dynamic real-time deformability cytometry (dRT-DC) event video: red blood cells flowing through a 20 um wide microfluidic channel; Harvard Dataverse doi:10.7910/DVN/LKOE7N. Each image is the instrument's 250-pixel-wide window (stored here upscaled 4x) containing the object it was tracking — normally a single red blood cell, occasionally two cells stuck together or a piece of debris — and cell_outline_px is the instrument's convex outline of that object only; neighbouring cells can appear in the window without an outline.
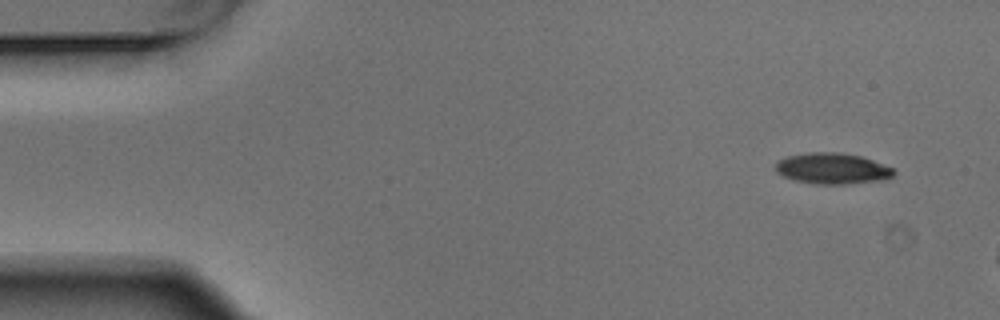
{"species": "Egyptian fruit bat (a non-hibernating species)", "species_latin": "Rousettus aegyptiacus", "temperature_condition": "warm", "stored_images_in_passage": 3, "camera_frame_rate_fps": 3000, "um_per_image_px": 0.085, "animal": {"sex": "male"}, "frame": {"image": 1, "passage_image": 1, "time_ms": 0.0, "image_size_px": [1000, 320], "cell_outline_px": [[896, 172], [892, 176], [880, 180], [848, 184], [816, 184], [796, 180], [784, 176], [776, 172], [776, 164], [780, 160], [788, 156], [808, 152], [840, 152], [860, 156], [872, 160], [892, 168]], "centroid_in_image_um": [70.75, 14.32], "position_along_channel_um": 14.3, "area_um2": 21.1}}